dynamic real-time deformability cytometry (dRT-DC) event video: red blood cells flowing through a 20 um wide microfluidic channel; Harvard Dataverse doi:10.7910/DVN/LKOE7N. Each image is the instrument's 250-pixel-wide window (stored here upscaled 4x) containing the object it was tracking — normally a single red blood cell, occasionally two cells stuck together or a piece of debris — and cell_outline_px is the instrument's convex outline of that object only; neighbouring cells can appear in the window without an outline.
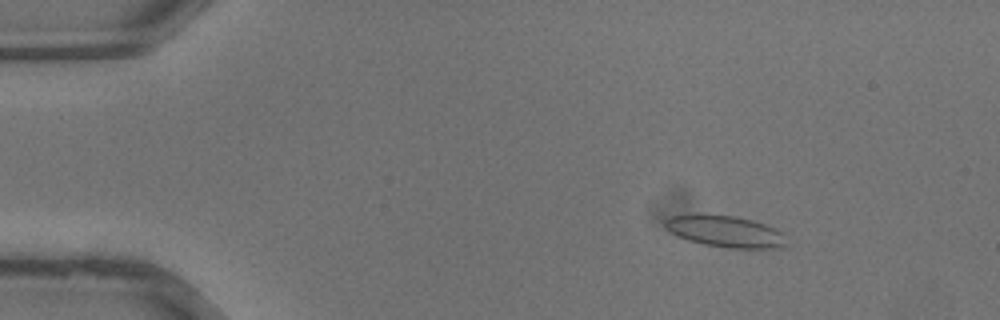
{"species": "common noctule bat (a hibernating species)", "species_latin": "Nyctalus noctula", "temperature_condition": "warm", "stored_images_in_passage": 37, "camera_frame_rate_fps": 3000, "um_per_image_px": 0.085, "animal": {"sex": "male", "body_mass_g": 13.3}, "frame": {"image": 1, "passage_image": 5, "time_ms": 1.333, "image_size_px": [1000, 320], "cell_outline_px": [[784, 244], [780, 248], [728, 248], [704, 244], [688, 240], [676, 236], [664, 224], [664, 220], [672, 216], [696, 212], [736, 216], [752, 220], [764, 224], [780, 232]], "centroid_in_image_um": [61.54, 19.63], "position_along_channel_um": 23.5, "area_um2": 22.25}}
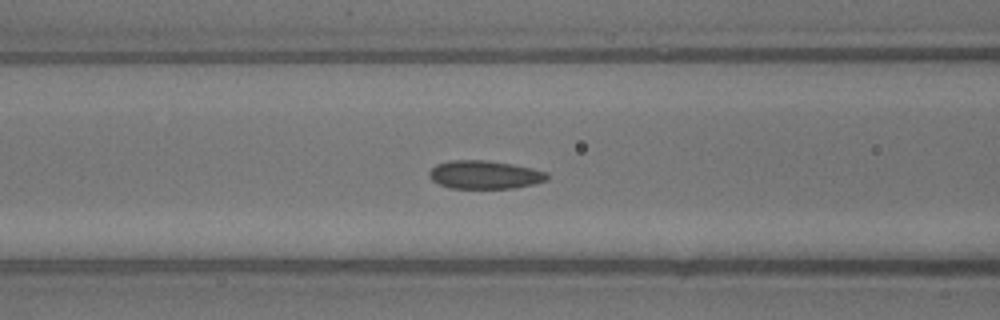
{"frame": {"image": 2, "passage_image": 15, "time_ms": 4.667, "image_size_px": [1000, 320], "cell_outline_px": [[548, 180], [532, 184], [512, 188], [448, 188], [432, 180], [428, 176], [428, 172], [436, 164], [448, 160], [488, 160], [512, 164], [532, 168], [548, 172]], "centroid_in_image_um": [41.18, 14.84], "position_along_channel_um": 125.4, "area_um2": 19.54}}
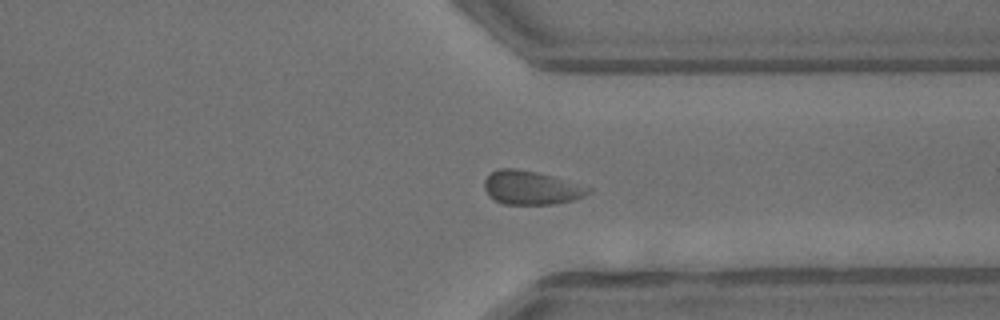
{"frame": {"image": 3, "passage_image": 28, "time_ms": 9.0, "image_size_px": [1000, 320], "cell_outline_px": [[592, 192], [584, 196], [572, 200], [552, 204], [504, 204], [488, 196], [484, 188], [484, 180], [492, 172], [500, 168], [516, 168], [536, 172], [552, 176], [592, 188]], "centroid_in_image_um": [45.13, 15.96], "position_along_channel_um": 366.3, "area_um2": 20.29}}